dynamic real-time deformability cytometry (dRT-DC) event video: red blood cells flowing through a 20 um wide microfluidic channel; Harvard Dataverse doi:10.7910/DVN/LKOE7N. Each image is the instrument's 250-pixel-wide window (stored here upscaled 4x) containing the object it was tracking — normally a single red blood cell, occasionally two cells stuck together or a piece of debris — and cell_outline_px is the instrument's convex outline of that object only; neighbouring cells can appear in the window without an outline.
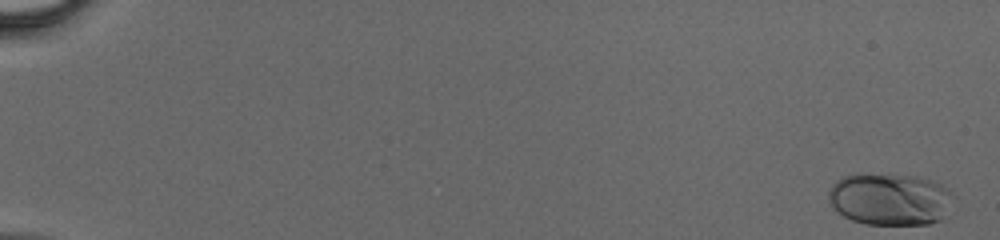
{"species": "human", "species_latin": "Homo sapiens", "temperature_condition": "cold", "stored_images_in_passage": 47, "camera_frame_rate_fps": 3000, "um_per_image_px": 0.085, "donor": {"sex": "male"}, "frame": {"image": 1, "passage_image": 1, "time_ms": 0.0, "image_size_px": [1000, 240], "cell_outline_px": [[948, 196], [940, 220], [928, 224], [864, 224], [852, 220], [844, 216], [832, 208], [828, 200], [828, 192], [832, 184], [840, 176], [860, 172], [916, 176], [932, 180], [940, 184], [948, 192]], "centroid_in_image_um": [75.47, 16.89], "position_along_channel_um": 9.5, "area_um2": 37.63}}
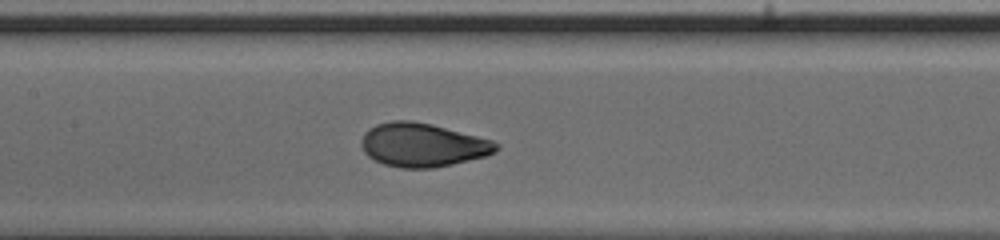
{"frame": {"image": 2, "passage_image": 25, "time_ms": 8.0, "image_size_px": [1000, 240], "cell_outline_px": [[500, 144], [492, 152], [484, 156], [452, 164], [432, 168], [400, 168], [384, 164], [368, 156], [364, 152], [360, 144], [360, 140], [364, 132], [368, 128], [376, 124], [392, 120], [412, 120], [432, 124], [492, 140]], "centroid_in_image_um": [35.86, 12.31], "position_along_channel_um": 171.5, "area_um2": 34.22}}
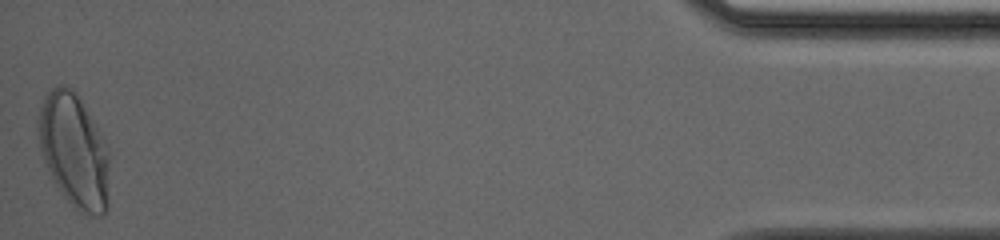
{"frame": {"image": 3, "passage_image": 47, "time_ms": 15.333, "image_size_px": [1000, 240], "cell_outline_px": [[108, 204], [104, 216], [92, 216], [80, 212], [64, 196], [56, 184], [44, 160], [40, 148], [36, 128], [36, 116], [44, 96], [52, 88], [60, 84], [64, 84], [72, 88], [96, 124], [104, 140], [108, 152]], "centroid_in_image_um": [6.28, 12.78], "position_along_channel_um": 428.9, "area_um2": 47.22}}